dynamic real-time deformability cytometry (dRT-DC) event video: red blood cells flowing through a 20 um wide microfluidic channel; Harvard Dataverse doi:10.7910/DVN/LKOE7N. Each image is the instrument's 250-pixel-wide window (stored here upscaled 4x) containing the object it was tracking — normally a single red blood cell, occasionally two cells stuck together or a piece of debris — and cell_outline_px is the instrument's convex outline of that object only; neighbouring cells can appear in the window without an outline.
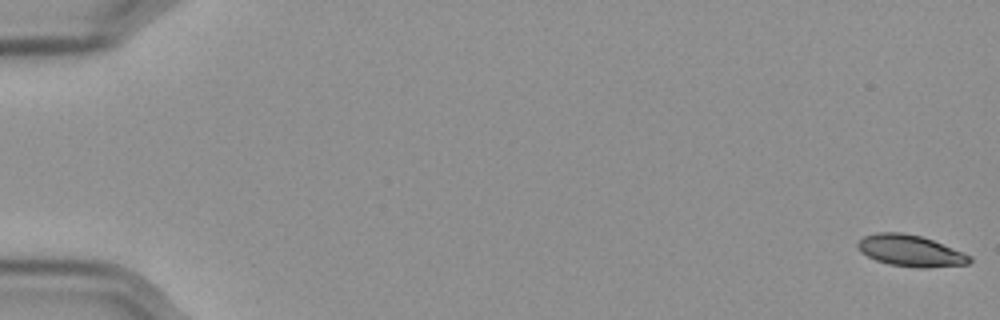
{"species": "Egyptian fruit bat (a non-hibernating species)", "species_latin": "Rousettus aegyptiacus", "temperature_condition": "cold", "stored_images_in_passage": 17, "camera_frame_rate_fps": 3000, "um_per_image_px": 0.085, "frame": {"image": 1, "passage_image": 1, "time_ms": 0.0, "image_size_px": [1000, 320], "cell_outline_px": [[972, 260], [968, 264], [928, 268], [920, 268], [888, 264], [876, 260], [860, 252], [856, 244], [864, 236], [876, 232], [900, 232], [920, 236], [932, 240], [964, 252], [972, 256]], "centroid_in_image_um": [77.4, 21.32], "position_along_channel_um": 7.6, "area_um2": 20.52}}